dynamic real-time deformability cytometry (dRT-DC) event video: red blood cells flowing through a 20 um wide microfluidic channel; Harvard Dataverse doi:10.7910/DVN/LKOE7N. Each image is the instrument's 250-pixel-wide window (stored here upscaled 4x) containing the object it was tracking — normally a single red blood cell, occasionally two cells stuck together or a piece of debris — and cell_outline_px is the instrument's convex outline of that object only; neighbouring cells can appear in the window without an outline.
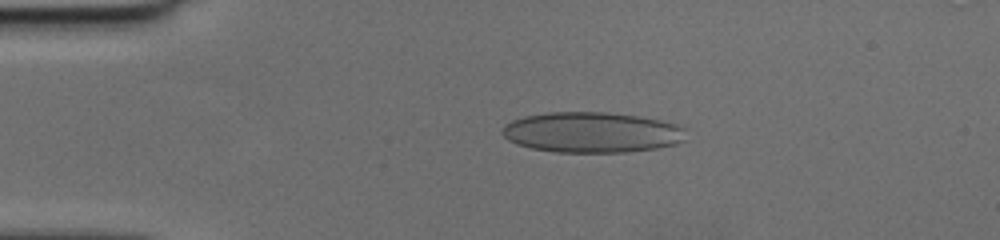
{"species": "human", "species_latin": "Homo sapiens", "temperature_condition": "cold", "stored_images_in_passage": 42, "camera_frame_rate_fps": 3000, "um_per_image_px": 0.085, "donor": {"sex": "female"}, "frame": {"image": 1, "passage_image": 4, "time_ms": 1.0, "image_size_px": [1000, 240], "cell_outline_px": [[680, 140], [676, 144], [656, 148], [624, 152], [556, 152], [532, 148], [516, 144], [508, 140], [504, 136], [504, 128], [512, 120], [524, 116], [548, 112], [604, 112], [636, 116], [656, 120], [672, 124], [680, 128]], "centroid_in_image_um": [50.19, 11.25], "position_along_channel_um": 34.8, "area_um2": 42.37}}
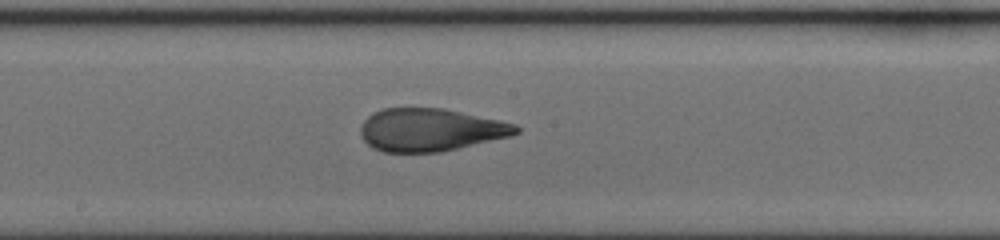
{"frame": {"image": 2, "passage_image": 20, "time_ms": 6.333, "image_size_px": [1000, 240], "cell_outline_px": [[520, 132], [508, 136], [440, 152], [384, 152], [372, 148], [364, 140], [360, 132], [360, 128], [364, 120], [372, 112], [384, 108], [444, 108], [516, 124], [520, 128]], "centroid_in_image_um": [36.54, 11.03], "position_along_channel_um": 211.7, "area_um2": 38.49}}
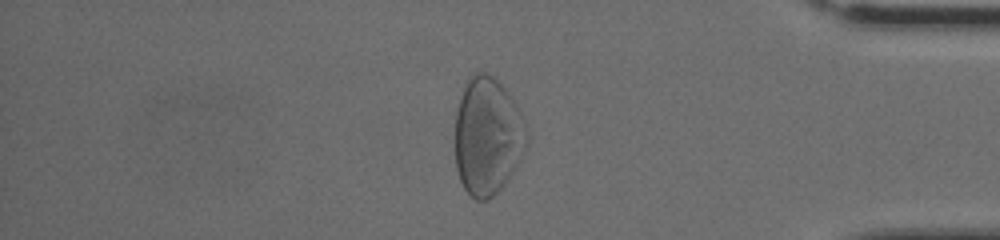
{"frame": {"image": 3, "passage_image": 35, "time_ms": 11.333, "image_size_px": [1000, 240], "cell_outline_px": [[528, 140], [512, 172], [504, 184], [488, 200], [476, 200], [464, 188], [460, 180], [456, 168], [456, 112], [468, 76], [472, 72], [484, 72], [492, 76], [508, 92], [516, 104], [528, 132]], "centroid_in_image_um": [41.42, 11.56], "position_along_channel_um": 393.8, "area_um2": 48.61}}